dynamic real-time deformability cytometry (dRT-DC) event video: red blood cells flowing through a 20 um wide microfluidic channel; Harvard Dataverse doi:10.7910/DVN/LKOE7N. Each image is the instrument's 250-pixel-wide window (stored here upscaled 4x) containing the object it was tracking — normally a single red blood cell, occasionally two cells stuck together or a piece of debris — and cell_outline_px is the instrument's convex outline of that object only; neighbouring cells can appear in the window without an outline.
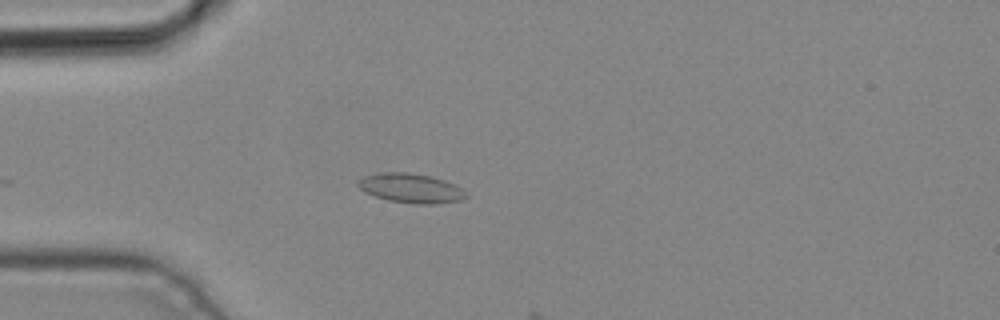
{"species": "common noctule bat (a hibernating species)", "species_latin": "Nyctalus noctula", "temperature_condition": "cold", "stored_images_in_passage": 4, "camera_frame_rate_fps": 3000, "um_per_image_px": 0.085, "animal": {"sex": "male", "body_mass_g": 19.2, "forearm_length_mm": 51.8}, "frame": {"image": 1, "passage_image": 4, "time_ms": 1.0, "image_size_px": [1000, 320], "cell_outline_px": [[468, 196], [460, 200], [436, 204], [416, 204], [388, 200], [364, 192], [356, 184], [364, 176], [380, 172], [408, 172], [432, 176], [444, 180], [460, 188]], "centroid_in_image_um": [34.9, 15.99], "position_along_channel_um": 50.1, "area_um2": 18.38}}